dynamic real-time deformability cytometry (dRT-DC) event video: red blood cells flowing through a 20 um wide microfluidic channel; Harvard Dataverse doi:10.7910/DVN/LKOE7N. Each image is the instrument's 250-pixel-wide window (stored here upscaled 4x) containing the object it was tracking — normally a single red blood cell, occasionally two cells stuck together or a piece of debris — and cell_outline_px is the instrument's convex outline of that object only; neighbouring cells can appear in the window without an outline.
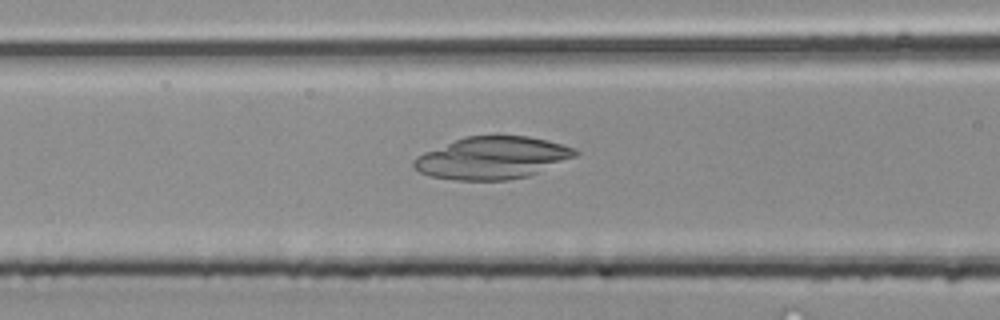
{"species": "common noctule bat (a hibernating species)", "species_latin": "Nyctalus noctula", "temperature_condition": "room temperature", "stored_images_in_passage": 45, "camera_frame_rate_fps": 3000, "um_per_image_px": 0.085, "animal": {"sex": "male", "body_mass_g": 20.4}, "frame": {"image": 1, "passage_image": 19, "time_ms": 6.0, "image_size_px": [1000, 320], "cell_outline_px": [[580, 152], [576, 156], [528, 176], [508, 180], [456, 180], [428, 176], [420, 172], [412, 164], [412, 160], [416, 156], [424, 152], [464, 136], [528, 136], [548, 140], [576, 148]], "centroid_in_image_um": [41.83, 13.42], "position_along_channel_um": 124.8, "area_um2": 39.77}}
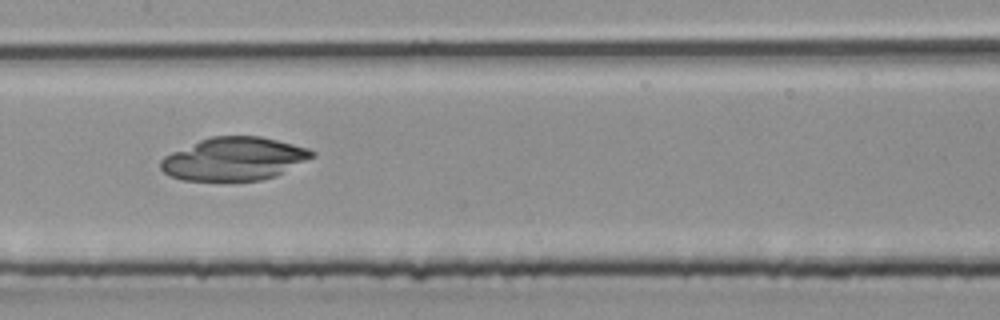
{"frame": {"image": 2, "passage_image": 23, "time_ms": 7.333, "image_size_px": [1000, 320], "cell_outline_px": [[316, 156], [276, 176], [260, 180], [184, 180], [168, 176], [160, 168], [160, 160], [164, 156], [172, 152], [200, 140], [212, 136], [260, 136], [308, 148], [316, 152]], "centroid_in_image_um": [19.9, 13.5], "position_along_channel_um": 187.5, "area_um2": 37.86}}
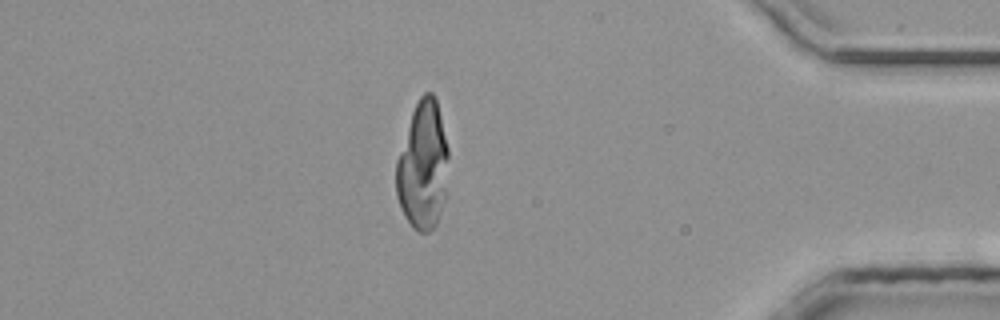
{"frame": {"image": 3, "passage_image": 39, "time_ms": 12.667, "image_size_px": [1000, 320], "cell_outline_px": [[448, 196], [436, 224], [428, 232], [420, 232], [412, 228], [404, 216], [396, 196], [396, 160], [412, 112], [420, 96], [424, 92], [432, 92], [436, 100], [448, 148]], "centroid_in_image_um": [35.96, 14.15], "position_along_channel_um": 399.2, "area_um2": 39.54}}